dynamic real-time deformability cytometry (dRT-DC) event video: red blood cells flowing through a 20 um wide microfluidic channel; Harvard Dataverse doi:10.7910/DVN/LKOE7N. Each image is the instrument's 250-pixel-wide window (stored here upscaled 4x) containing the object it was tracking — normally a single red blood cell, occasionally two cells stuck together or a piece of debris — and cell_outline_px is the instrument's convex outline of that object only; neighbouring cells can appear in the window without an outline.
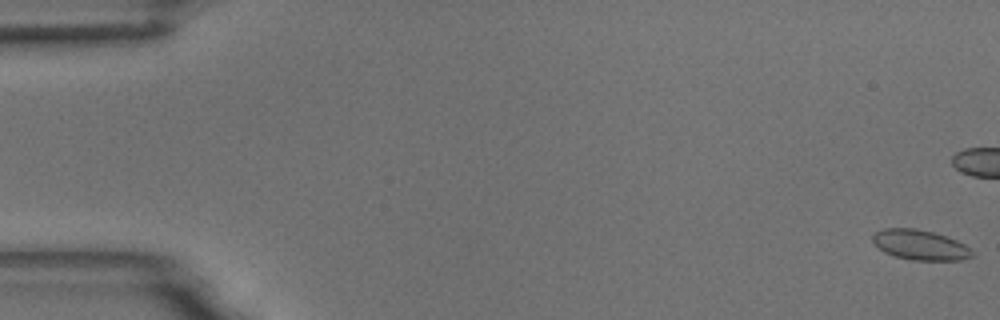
{"species": "common noctule bat (a hibernating species)", "species_latin": "Nyctalus noctula", "temperature_condition": "room temperature", "stored_images_in_passage": 61, "camera_frame_rate_fps": 3000, "um_per_image_px": 0.085, "animal": {"sex": "male", "body_mass_g": 18.8}, "frame": {"image": 1, "passage_image": 1, "time_ms": 0.0, "image_size_px": [1000, 320], "cell_outline_px": [[972, 256], [964, 260], [912, 260], [896, 256], [884, 252], [872, 240], [872, 236], [876, 232], [884, 228], [916, 228], [932, 232], [956, 240], [964, 244], [972, 252]], "centroid_in_image_um": [78.2, 20.82], "position_along_channel_um": 6.8, "area_um2": 17.17}}
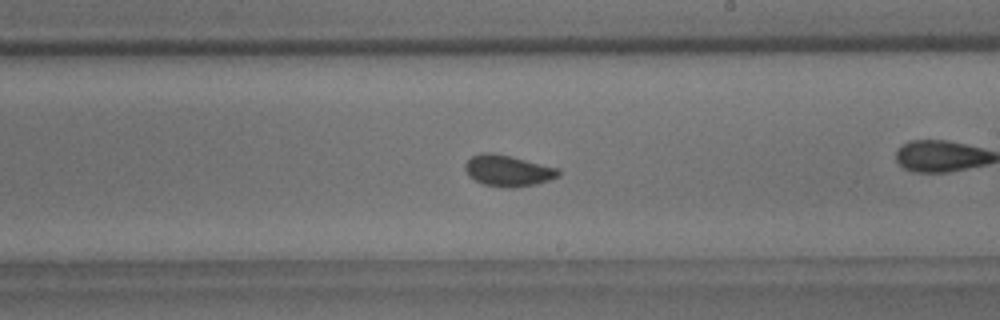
{"frame": {"image": 2, "passage_image": 35, "time_ms": 11.333, "image_size_px": [1000, 320], "cell_outline_px": [[560, 176], [536, 184], [516, 188], [508, 188], [484, 184], [468, 176], [464, 168], [464, 164], [472, 156], [480, 152], [492, 152], [560, 168]], "centroid_in_image_um": [43.17, 14.51], "position_along_channel_um": 245.8, "area_um2": 17.05}, "authors_computed_cell_mechanics": {"area_um2": 16.4152, "velocity_mm_per_s": 3.4343, "shape_relaxation_time_tau1_ms": 5.3525, "shape_relaxation_time_tau2_ms": 1.0219, "deformation_change_tau1": 0.0769, "deformation_change_tau2": 0.0555}}